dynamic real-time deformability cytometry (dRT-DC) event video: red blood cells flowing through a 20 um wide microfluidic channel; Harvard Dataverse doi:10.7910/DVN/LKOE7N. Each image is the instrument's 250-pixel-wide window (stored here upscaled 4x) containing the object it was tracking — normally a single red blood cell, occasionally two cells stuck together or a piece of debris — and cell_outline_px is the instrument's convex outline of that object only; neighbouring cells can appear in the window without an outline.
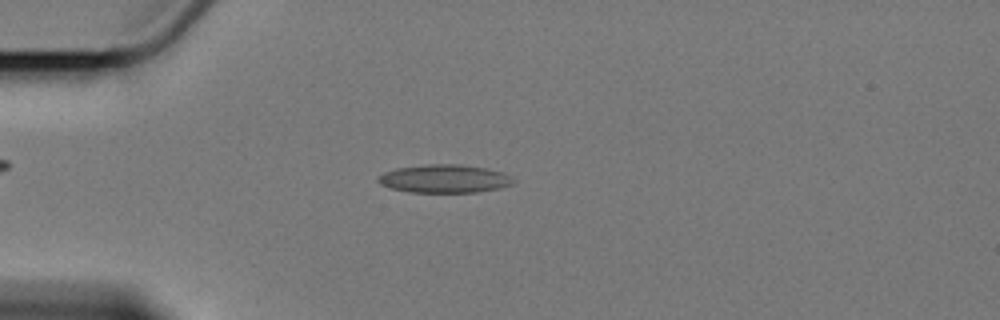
{"species": "Egyptian fruit bat (a non-hibernating species)", "species_latin": "Rousettus aegyptiacus", "temperature_condition": "cold", "stored_images_in_passage": 18, "camera_frame_rate_fps": 3000, "um_per_image_px": 0.085, "animal": {"sex": "female"}, "frame": {"image": 1, "passage_image": 2, "time_ms": 0.333, "image_size_px": [1000, 320], "cell_outline_px": [[516, 180], [512, 184], [500, 188], [476, 192], [408, 192], [392, 188], [380, 184], [376, 180], [376, 176], [384, 172], [396, 168], [428, 164], [460, 164], [488, 168], [504, 172], [512, 176]], "centroid_in_image_um": [37.79, 15.18], "position_along_channel_um": 47.2, "area_um2": 22.48}}
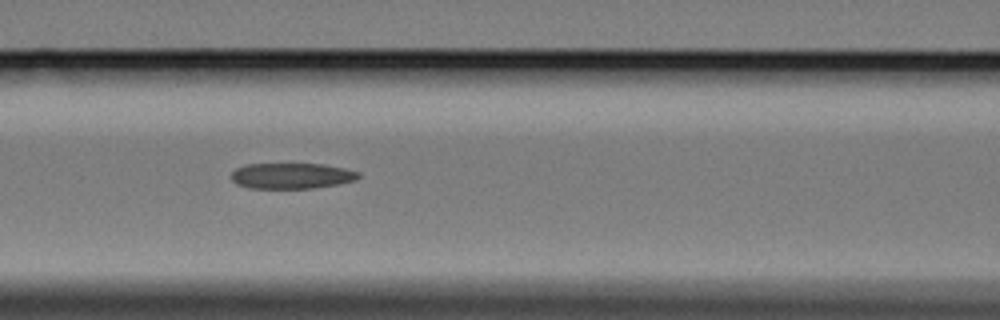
{"frame": {"image": 2, "passage_image": 12, "time_ms": 3.667, "image_size_px": [1000, 320], "cell_outline_px": [[360, 176], [356, 180], [336, 184], [312, 188], [248, 188], [236, 184], [232, 180], [232, 172], [236, 168], [244, 164], [324, 164], [344, 168], [360, 172]], "centroid_in_image_um": [24.77, 14.94], "position_along_channel_um": 141.8, "area_um2": 19.07}}
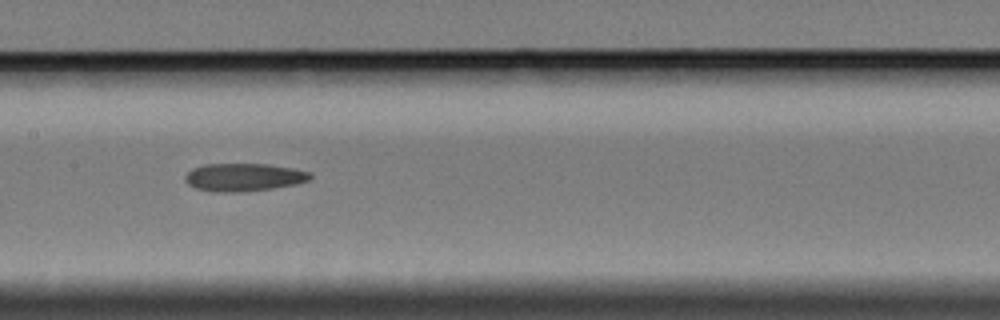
{"frame": {"image": 3, "passage_image": 16, "time_ms": 5.0, "image_size_px": [1000, 320], "cell_outline_px": [[312, 176], [308, 180], [296, 184], [272, 188], [232, 192], [224, 192], [196, 188], [188, 184], [184, 180], [184, 176], [192, 168], [204, 164], [268, 164], [292, 168], [312, 172]], "centroid_in_image_um": [20.72, 15.04], "position_along_channel_um": 186.7, "area_um2": 20.11}}